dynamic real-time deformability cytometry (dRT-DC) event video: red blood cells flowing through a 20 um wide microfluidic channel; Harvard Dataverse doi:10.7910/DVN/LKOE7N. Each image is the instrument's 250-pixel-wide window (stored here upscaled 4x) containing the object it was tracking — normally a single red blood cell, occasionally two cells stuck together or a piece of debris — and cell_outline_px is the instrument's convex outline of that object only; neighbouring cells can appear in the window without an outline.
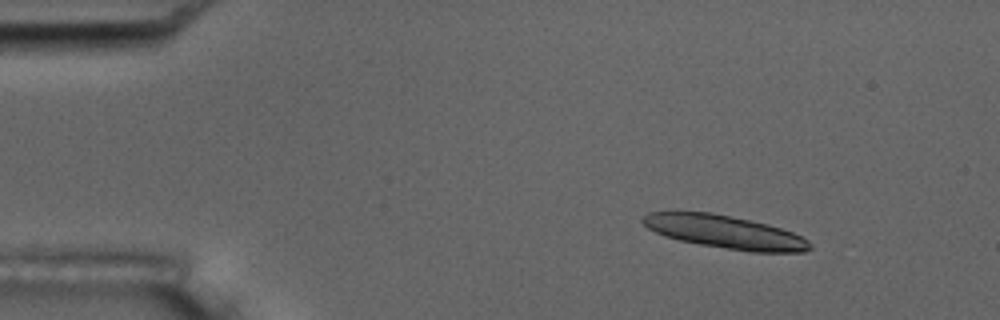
{"species": "common noctule bat (a hibernating species)", "species_latin": "Nyctalus noctula", "temperature_condition": "room temperature", "stored_images_in_passage": 7, "camera_frame_rate_fps": 3000, "um_per_image_px": 0.085, "animal": {"sex": "male", "body_mass_g": 17.5, "forearm_length_mm": 52.3}, "frame": {"image": 1, "passage_image": 2, "time_ms": 1.333, "image_size_px": [1000, 320], "cell_outline_px": [[812, 248], [804, 252], [752, 252], [700, 244], [680, 240], [664, 236], [648, 228], [640, 220], [648, 212], [712, 212], [768, 224], [792, 232], [808, 240], [812, 244]], "centroid_in_image_um": [61.63, 19.72], "position_along_channel_um": 23.4, "area_um2": 32.02}}
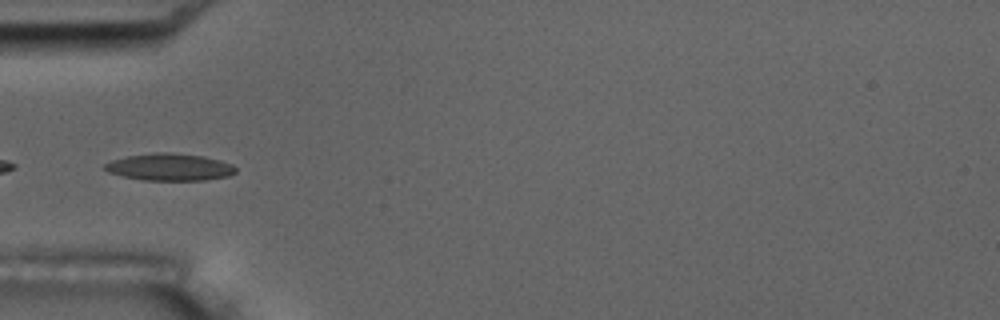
{"frame": {"image": 2, "passage_image": 5, "time_ms": 5.0, "image_size_px": [1000, 320], "cell_outline_px": [[236, 172], [228, 176], [204, 180], [144, 180], [124, 176], [108, 172], [104, 168], [104, 164], [112, 160], [128, 156], [156, 152], [168, 152], [204, 156], [220, 160], [232, 164], [236, 168]], "centroid_in_image_um": [14.44, 14.19], "position_along_channel_um": 70.6, "area_um2": 20.58}}